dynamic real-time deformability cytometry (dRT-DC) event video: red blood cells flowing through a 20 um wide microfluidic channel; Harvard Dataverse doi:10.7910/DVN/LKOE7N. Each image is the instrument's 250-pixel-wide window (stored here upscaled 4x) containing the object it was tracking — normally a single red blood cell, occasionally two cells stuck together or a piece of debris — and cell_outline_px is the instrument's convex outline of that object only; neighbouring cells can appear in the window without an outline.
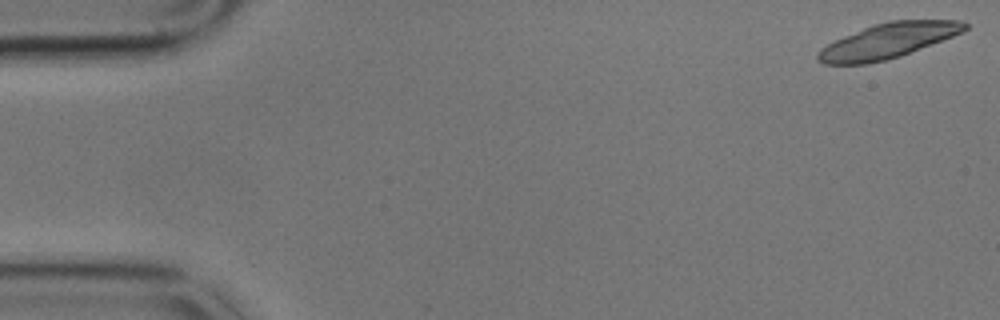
{"species": "common noctule bat (a hibernating species)", "species_latin": "Nyctalus noctula", "temperature_condition": "cold", "stored_images_in_passage": 20, "camera_frame_rate_fps": 3000, "um_per_image_px": 0.085, "animal": {"sex": "male", "body_mass_g": 17.9}, "frame": {"image": 1, "passage_image": 1, "time_ms": 0.0, "image_size_px": [1000, 320], "cell_outline_px": [[968, 28], [964, 32], [900, 56], [868, 64], [824, 64], [816, 60], [816, 52], [820, 48], [844, 36], [872, 24], [888, 20], [960, 20], [968, 24]], "centroid_in_image_um": [75.47, 3.46], "position_along_channel_um": 9.5, "area_um2": 30.0}}